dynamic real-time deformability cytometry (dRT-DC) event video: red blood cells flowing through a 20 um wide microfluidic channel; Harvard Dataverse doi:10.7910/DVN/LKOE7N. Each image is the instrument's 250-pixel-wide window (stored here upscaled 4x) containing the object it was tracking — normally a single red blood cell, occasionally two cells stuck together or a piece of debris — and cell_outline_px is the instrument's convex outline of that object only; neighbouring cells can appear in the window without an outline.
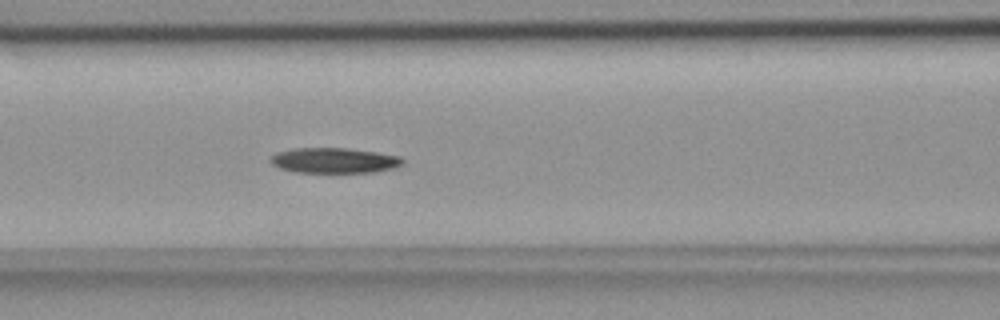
{"species": "common noctule bat (a hibernating species)", "species_latin": "Nyctalus noctula", "temperature_condition": "room temperature", "stored_images_in_passage": 38, "segment_of_instrument_passage": [1, 2], "camera_frame_rate_fps": 3000, "um_per_image_px": 0.085, "animal": {"sex": "female", "body_mass_g": 18.4}, "frame": {"image": 1, "passage_image": 6, "time_ms": 1.667, "image_size_px": [1000, 320], "cell_outline_px": [[404, 164], [392, 168], [376, 172], [296, 172], [280, 168], [272, 164], [268, 160], [276, 152], [292, 148], [348, 148], [376, 152], [400, 156], [404, 160]], "centroid_in_image_um": [28.4, 13.63], "position_along_channel_um": 138.2, "area_um2": 19.54}}
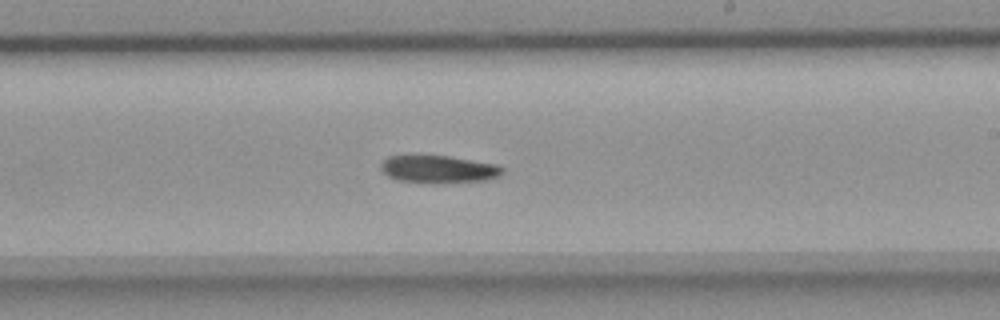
{"frame": {"image": 2, "passage_image": 15, "time_ms": 4.667, "image_size_px": [1000, 320], "cell_outline_px": [[504, 172], [500, 176], [484, 180], [396, 180], [388, 176], [380, 168], [380, 164], [388, 156], [448, 156], [496, 164], [504, 168]], "centroid_in_image_um": [37.28, 14.33], "position_along_channel_um": 251.7, "area_um2": 18.32}}
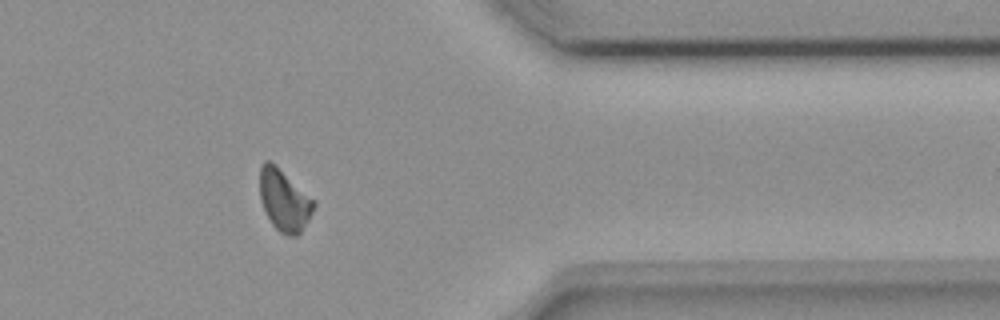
{"frame": {"image": 3, "passage_image": 27, "time_ms": 8.667, "image_size_px": [1000, 320], "cell_outline_px": [[316, 204], [308, 220], [300, 232], [296, 236], [288, 236], [280, 232], [272, 224], [260, 200], [260, 164], [264, 160], [268, 160], [276, 164], [316, 200]], "centroid_in_image_um": [24.17, 16.98], "position_along_channel_um": 387.2, "area_um2": 19.54}}